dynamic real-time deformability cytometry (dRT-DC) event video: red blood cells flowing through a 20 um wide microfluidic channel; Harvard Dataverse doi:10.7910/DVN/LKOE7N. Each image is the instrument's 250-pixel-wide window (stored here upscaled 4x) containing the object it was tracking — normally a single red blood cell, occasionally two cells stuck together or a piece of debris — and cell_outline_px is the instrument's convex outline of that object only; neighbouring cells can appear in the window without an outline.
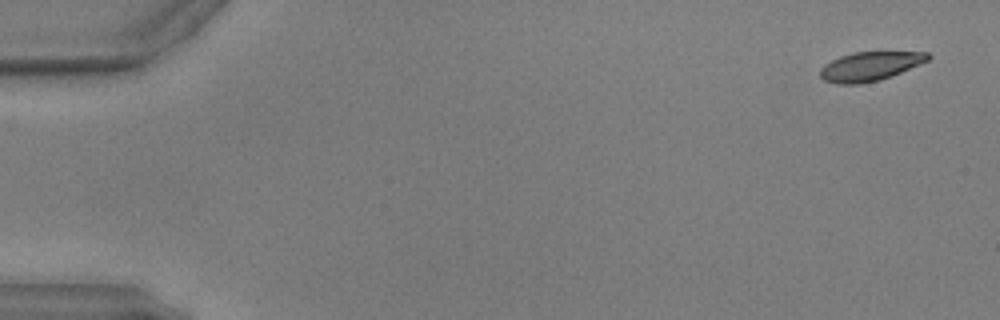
{"species": "common noctule bat (a hibernating species)", "species_latin": "Nyctalus noctula", "temperature_condition": "warm", "stored_images_in_passage": 12, "camera_frame_rate_fps": 3000, "um_per_image_px": 0.085, "animal": {"sex": "male", "body_mass_g": 17.9, "forearm_length_mm": 54.2}, "frame": {"image": 1, "passage_image": 3, "time_ms": 0.667, "image_size_px": [1000, 320], "cell_outline_px": [[932, 56], [928, 60], [900, 72], [880, 80], [860, 84], [836, 84], [824, 80], [820, 76], [820, 68], [824, 64], [840, 56], [852, 52], [928, 52]], "centroid_in_image_um": [73.91, 5.63], "position_along_channel_um": 11.1, "area_um2": 18.15}}